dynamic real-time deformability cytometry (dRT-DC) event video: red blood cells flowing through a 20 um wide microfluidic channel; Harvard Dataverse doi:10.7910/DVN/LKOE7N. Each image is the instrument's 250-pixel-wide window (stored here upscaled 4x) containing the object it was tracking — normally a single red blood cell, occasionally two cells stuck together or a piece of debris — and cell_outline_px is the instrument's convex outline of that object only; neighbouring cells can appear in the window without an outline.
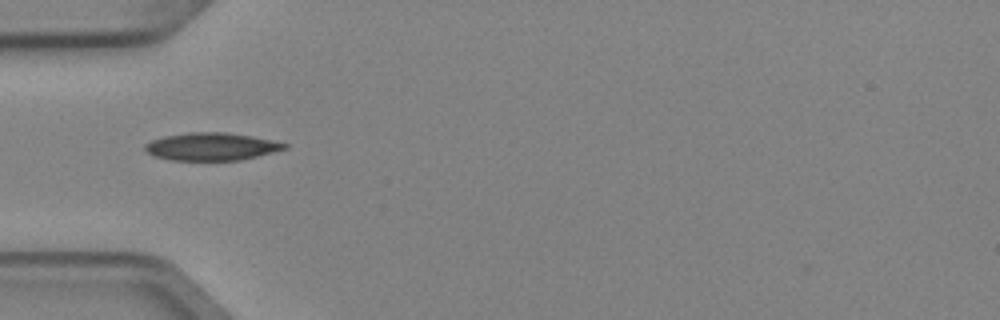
{"species": "Egyptian fruit bat (a non-hibernating species)", "species_latin": "Rousettus aegyptiacus", "temperature_condition": "cold", "stored_images_in_passage": 5, "camera_frame_rate_fps": 3000, "um_per_image_px": 0.085, "animal": {"sex": "female"}, "frame": {"image": 1, "passage_image": 4, "time_ms": 1.0, "image_size_px": [1000, 320], "cell_outline_px": [[288, 148], [240, 160], [172, 160], [156, 156], [148, 152], [144, 148], [144, 144], [152, 140], [164, 136], [188, 132], [224, 132], [252, 136], [288, 144]], "centroid_in_image_um": [17.96, 12.45], "position_along_channel_um": 67.0, "area_um2": 22.25}}
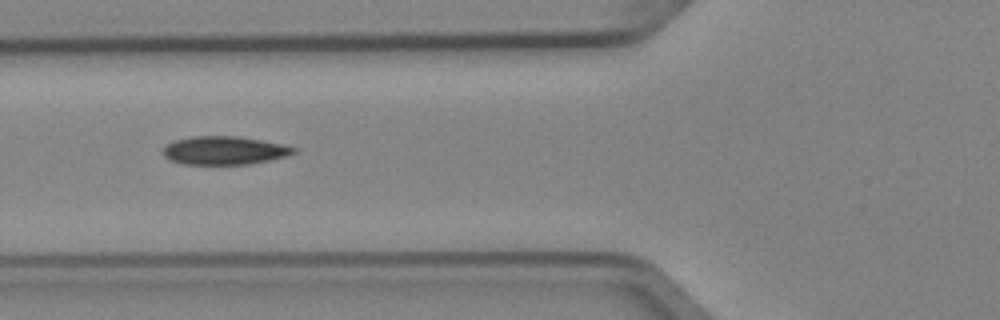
{"frame": {"image": 2, "passage_image": 5, "time_ms": 1.333, "image_size_px": [1000, 320], "cell_outline_px": [[296, 152], [288, 156], [252, 164], [184, 164], [168, 160], [160, 152], [172, 140], [192, 136], [236, 136], [260, 140], [280, 144], [296, 148]], "centroid_in_image_um": [19.02, 12.79], "position_along_channel_um": 106.8, "area_um2": 21.68}}